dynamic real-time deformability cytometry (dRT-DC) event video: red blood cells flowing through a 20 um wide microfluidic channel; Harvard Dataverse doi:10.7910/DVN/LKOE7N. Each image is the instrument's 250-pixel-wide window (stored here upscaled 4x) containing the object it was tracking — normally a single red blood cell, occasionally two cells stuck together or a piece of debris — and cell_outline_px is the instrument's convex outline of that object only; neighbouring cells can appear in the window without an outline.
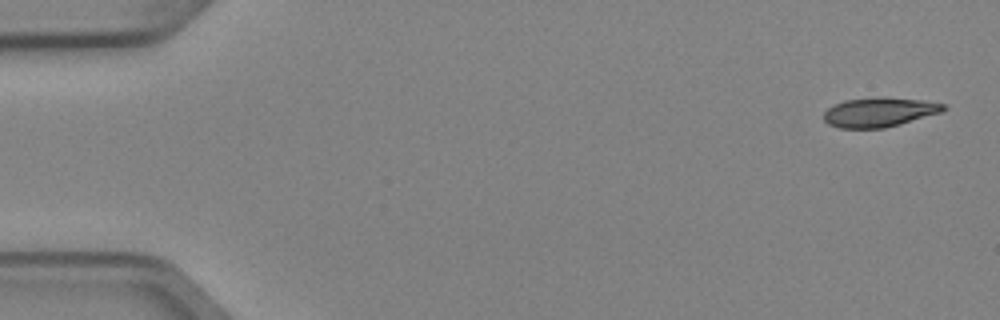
{"species": "Egyptian fruit bat (a non-hibernating species)", "species_latin": "Rousettus aegyptiacus", "temperature_condition": "cold", "stored_images_in_passage": 6, "camera_frame_rate_fps": 3000, "um_per_image_px": 0.085, "animal": {"sex": "female"}, "frame": {"image": 1, "passage_image": 1, "time_ms": 0.0, "image_size_px": [1000, 320], "cell_outline_px": [[948, 108], [940, 112], [900, 124], [884, 128], [840, 128], [828, 124], [824, 120], [824, 112], [828, 108], [844, 100], [880, 96], [924, 100], [944, 104]], "centroid_in_image_um": [74.73, 9.52], "position_along_channel_um": 10.3, "area_um2": 20.52}}
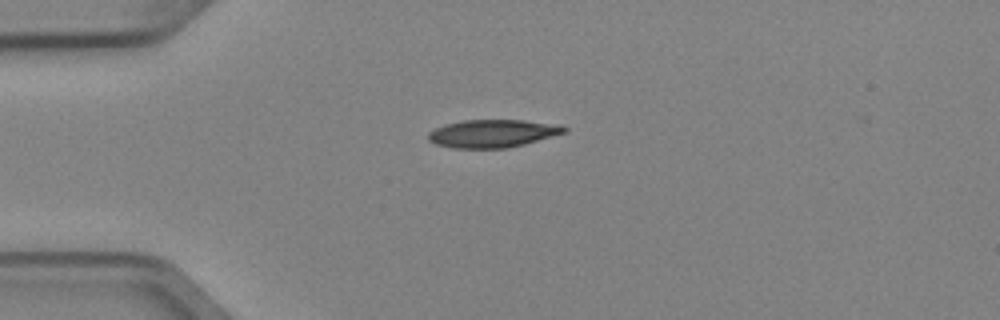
{"frame": {"image": 2, "passage_image": 4, "time_ms": 1.0, "image_size_px": [1000, 320], "cell_outline_px": [[568, 132], [524, 144], [508, 148], [452, 148], [436, 144], [428, 140], [428, 132], [436, 128], [448, 124], [464, 120], [524, 120], [560, 124], [568, 128]], "centroid_in_image_um": [41.92, 11.34], "position_along_channel_um": 43.1, "area_um2": 22.14}}
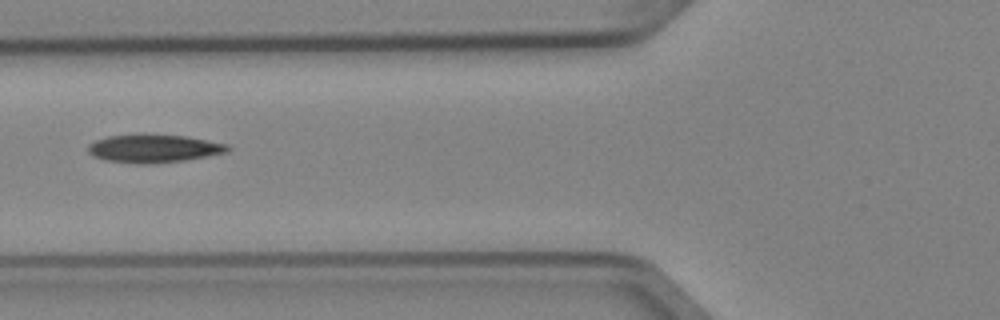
{"frame": {"image": 3, "passage_image": 6, "time_ms": 1.667, "image_size_px": [1000, 320], "cell_outline_px": [[232, 148], [228, 152], [208, 156], [184, 160], [148, 164], [136, 164], [104, 160], [92, 156], [88, 152], [88, 144], [96, 140], [108, 136], [140, 132], [144, 132], [188, 136], [228, 144]], "centroid_in_image_um": [13.06, 12.59], "position_along_channel_um": 112.7, "area_um2": 23.7}}